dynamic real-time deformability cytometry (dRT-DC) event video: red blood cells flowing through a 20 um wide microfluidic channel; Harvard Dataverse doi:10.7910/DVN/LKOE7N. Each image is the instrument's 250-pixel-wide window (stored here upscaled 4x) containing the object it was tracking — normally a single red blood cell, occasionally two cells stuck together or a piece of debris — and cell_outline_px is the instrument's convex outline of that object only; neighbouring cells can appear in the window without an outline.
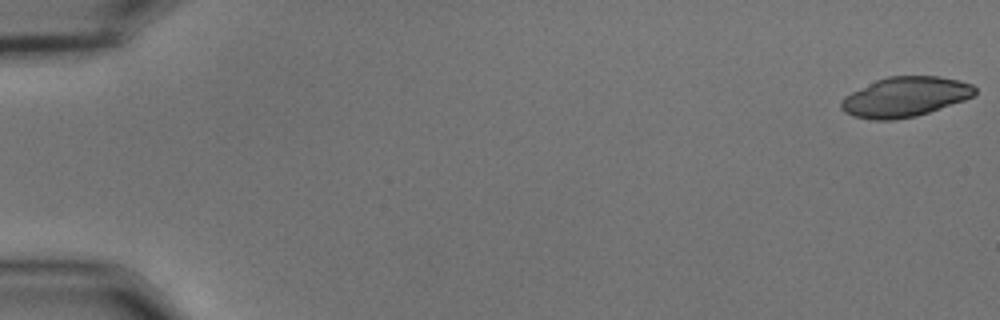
{"species": "common noctule bat (a hibernating species)", "species_latin": "Nyctalus noctula", "temperature_condition": "cold", "stored_images_in_passage": 55, "camera_frame_rate_fps": 3000, "um_per_image_px": 0.085, "animal": {"sex": "male", "body_mass_g": 15.6}, "frame": {"image": 1, "passage_image": 1, "time_ms": 0.0, "image_size_px": [1000, 320], "cell_outline_px": [[976, 92], [972, 96], [964, 100], [916, 116], [892, 120], [872, 120], [852, 116], [844, 112], [840, 108], [840, 100], [844, 96], [876, 80], [888, 76], [936, 76], [960, 80], [972, 84], [976, 88]], "centroid_in_image_um": [76.9, 8.24], "position_along_channel_um": 8.1, "area_um2": 31.04}}